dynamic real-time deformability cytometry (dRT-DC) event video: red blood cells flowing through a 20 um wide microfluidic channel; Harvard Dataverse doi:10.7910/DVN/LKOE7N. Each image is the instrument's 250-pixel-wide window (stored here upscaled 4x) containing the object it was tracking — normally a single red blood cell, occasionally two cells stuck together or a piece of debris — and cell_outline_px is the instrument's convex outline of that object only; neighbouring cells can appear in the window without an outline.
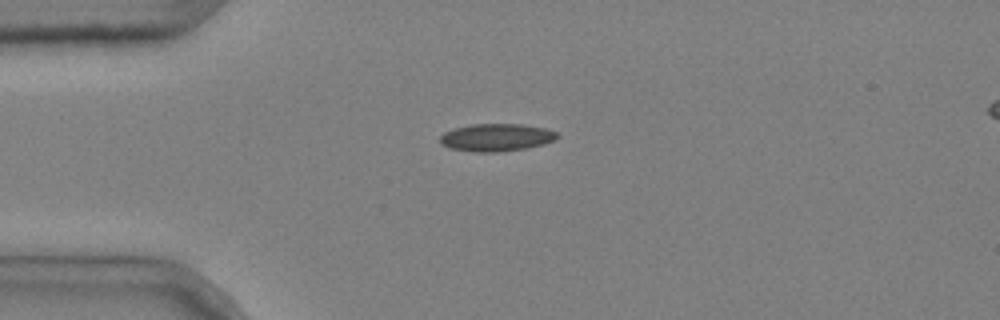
{"species": "common noctule bat (a hibernating species)", "species_latin": "Nyctalus noctula", "temperature_condition": "cold", "stored_images_in_passage": 3, "camera_frame_rate_fps": 3000, "um_per_image_px": 0.085, "animal": {"sex": "male", "body_mass_g": 20.4}, "frame": {"image": 1, "passage_image": 1, "time_ms": 0.0, "image_size_px": [1000, 320], "cell_outline_px": [[560, 136], [556, 140], [544, 144], [528, 148], [500, 152], [476, 152], [448, 148], [440, 144], [440, 136], [444, 132], [456, 128], [472, 124], [524, 124], [548, 128], [556, 132]], "centroid_in_image_um": [42.23, 11.68], "position_along_channel_um": 42.8, "area_um2": 19.13}}